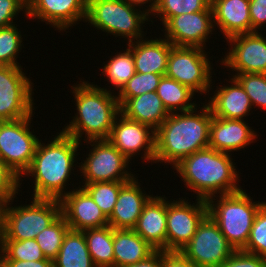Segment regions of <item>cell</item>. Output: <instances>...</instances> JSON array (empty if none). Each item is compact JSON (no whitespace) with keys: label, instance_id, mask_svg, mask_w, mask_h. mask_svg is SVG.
Instances as JSON below:
<instances>
[{"label":"cell","instance_id":"1","mask_svg":"<svg viewBox=\"0 0 266 267\" xmlns=\"http://www.w3.org/2000/svg\"><path fill=\"white\" fill-rule=\"evenodd\" d=\"M195 109L199 108L170 113L155 130L154 163H170L174 167L185 157L209 147L212 112L208 104L201 111Z\"/></svg>","mask_w":266,"mask_h":267},{"label":"cell","instance_id":"2","mask_svg":"<svg viewBox=\"0 0 266 267\" xmlns=\"http://www.w3.org/2000/svg\"><path fill=\"white\" fill-rule=\"evenodd\" d=\"M79 144L62 131L46 145L40 139L29 168L21 176L34 178L32 198L61 200L65 196L64 189L74 171Z\"/></svg>","mask_w":266,"mask_h":267},{"label":"cell","instance_id":"3","mask_svg":"<svg viewBox=\"0 0 266 267\" xmlns=\"http://www.w3.org/2000/svg\"><path fill=\"white\" fill-rule=\"evenodd\" d=\"M231 154L205 148L182 159L173 167L184 185L196 193V198L208 200L215 194L223 195L242 190L237 184L239 174Z\"/></svg>","mask_w":266,"mask_h":267},{"label":"cell","instance_id":"4","mask_svg":"<svg viewBox=\"0 0 266 267\" xmlns=\"http://www.w3.org/2000/svg\"><path fill=\"white\" fill-rule=\"evenodd\" d=\"M71 88L77 113L69 122L70 124H66L67 126L61 131L79 143H81L82 134L87 137L83 139L84 141L107 140L114 121L120 113V104L116 95L107 88H101L84 80Z\"/></svg>","mask_w":266,"mask_h":267},{"label":"cell","instance_id":"5","mask_svg":"<svg viewBox=\"0 0 266 267\" xmlns=\"http://www.w3.org/2000/svg\"><path fill=\"white\" fill-rule=\"evenodd\" d=\"M265 203L266 201L253 202L252 197L243 189L235 193L215 195L207 200L208 214L218 224L234 250L245 248L256 214Z\"/></svg>","mask_w":266,"mask_h":267},{"label":"cell","instance_id":"6","mask_svg":"<svg viewBox=\"0 0 266 267\" xmlns=\"http://www.w3.org/2000/svg\"><path fill=\"white\" fill-rule=\"evenodd\" d=\"M143 7H134L125 0H87L84 22L107 34L120 36L129 42L143 39L142 25L151 18ZM142 28V29H141ZM143 36V37H142Z\"/></svg>","mask_w":266,"mask_h":267},{"label":"cell","instance_id":"7","mask_svg":"<svg viewBox=\"0 0 266 267\" xmlns=\"http://www.w3.org/2000/svg\"><path fill=\"white\" fill-rule=\"evenodd\" d=\"M31 204L11 206L5 212V228L1 240L35 239L61 215V202L57 199L32 198ZM11 202V203H10Z\"/></svg>","mask_w":266,"mask_h":267},{"label":"cell","instance_id":"8","mask_svg":"<svg viewBox=\"0 0 266 267\" xmlns=\"http://www.w3.org/2000/svg\"><path fill=\"white\" fill-rule=\"evenodd\" d=\"M33 114L14 121H0V159L19 178L29 168L39 142L30 131Z\"/></svg>","mask_w":266,"mask_h":267},{"label":"cell","instance_id":"9","mask_svg":"<svg viewBox=\"0 0 266 267\" xmlns=\"http://www.w3.org/2000/svg\"><path fill=\"white\" fill-rule=\"evenodd\" d=\"M203 49L205 48L173 46L165 76L189 87L195 93H209L213 67Z\"/></svg>","mask_w":266,"mask_h":267},{"label":"cell","instance_id":"10","mask_svg":"<svg viewBox=\"0 0 266 267\" xmlns=\"http://www.w3.org/2000/svg\"><path fill=\"white\" fill-rule=\"evenodd\" d=\"M89 142V143H88ZM91 149L79 171L84 183L130 181L135 175L127 171L129 160L108 140H89Z\"/></svg>","mask_w":266,"mask_h":267},{"label":"cell","instance_id":"11","mask_svg":"<svg viewBox=\"0 0 266 267\" xmlns=\"http://www.w3.org/2000/svg\"><path fill=\"white\" fill-rule=\"evenodd\" d=\"M33 83L22 67L0 65V121H14L33 114Z\"/></svg>","mask_w":266,"mask_h":267},{"label":"cell","instance_id":"12","mask_svg":"<svg viewBox=\"0 0 266 267\" xmlns=\"http://www.w3.org/2000/svg\"><path fill=\"white\" fill-rule=\"evenodd\" d=\"M180 251L198 267H220L235 250L208 214Z\"/></svg>","mask_w":266,"mask_h":267},{"label":"cell","instance_id":"13","mask_svg":"<svg viewBox=\"0 0 266 267\" xmlns=\"http://www.w3.org/2000/svg\"><path fill=\"white\" fill-rule=\"evenodd\" d=\"M167 200L166 251H180L194 236L199 224L208 215L207 200Z\"/></svg>","mask_w":266,"mask_h":267},{"label":"cell","instance_id":"14","mask_svg":"<svg viewBox=\"0 0 266 267\" xmlns=\"http://www.w3.org/2000/svg\"><path fill=\"white\" fill-rule=\"evenodd\" d=\"M129 161L143 150L142 159L154 162L155 130L149 125L127 118L121 112L117 115L107 139ZM145 150V151H144Z\"/></svg>","mask_w":266,"mask_h":267},{"label":"cell","instance_id":"15","mask_svg":"<svg viewBox=\"0 0 266 267\" xmlns=\"http://www.w3.org/2000/svg\"><path fill=\"white\" fill-rule=\"evenodd\" d=\"M226 41L232 47H229V52L220 62L225 68L227 66L236 71V74H266V38L259 31L238 34Z\"/></svg>","mask_w":266,"mask_h":267},{"label":"cell","instance_id":"16","mask_svg":"<svg viewBox=\"0 0 266 267\" xmlns=\"http://www.w3.org/2000/svg\"><path fill=\"white\" fill-rule=\"evenodd\" d=\"M163 26L164 36L173 46L204 48L215 27L213 11L173 16Z\"/></svg>","mask_w":266,"mask_h":267},{"label":"cell","instance_id":"17","mask_svg":"<svg viewBox=\"0 0 266 267\" xmlns=\"http://www.w3.org/2000/svg\"><path fill=\"white\" fill-rule=\"evenodd\" d=\"M25 14L28 18L49 23L55 30L65 31L77 21L86 19L87 0H32Z\"/></svg>","mask_w":266,"mask_h":267},{"label":"cell","instance_id":"18","mask_svg":"<svg viewBox=\"0 0 266 267\" xmlns=\"http://www.w3.org/2000/svg\"><path fill=\"white\" fill-rule=\"evenodd\" d=\"M79 188V189H78ZM66 192L60 200L61 214L71 230L83 231L108 225V218L82 187Z\"/></svg>","mask_w":266,"mask_h":267},{"label":"cell","instance_id":"19","mask_svg":"<svg viewBox=\"0 0 266 267\" xmlns=\"http://www.w3.org/2000/svg\"><path fill=\"white\" fill-rule=\"evenodd\" d=\"M245 120H234L212 116L209 133V148L228 153L244 149L255 142L256 132Z\"/></svg>","mask_w":266,"mask_h":267},{"label":"cell","instance_id":"20","mask_svg":"<svg viewBox=\"0 0 266 267\" xmlns=\"http://www.w3.org/2000/svg\"><path fill=\"white\" fill-rule=\"evenodd\" d=\"M151 197V195H146L145 191L142 192L138 179L135 177L126 182L120 188L112 214L108 218V225L113 229H133L144 205Z\"/></svg>","mask_w":266,"mask_h":267},{"label":"cell","instance_id":"21","mask_svg":"<svg viewBox=\"0 0 266 267\" xmlns=\"http://www.w3.org/2000/svg\"><path fill=\"white\" fill-rule=\"evenodd\" d=\"M144 205L133 230L156 250L166 251L167 201L154 196Z\"/></svg>","mask_w":266,"mask_h":267},{"label":"cell","instance_id":"22","mask_svg":"<svg viewBox=\"0 0 266 267\" xmlns=\"http://www.w3.org/2000/svg\"><path fill=\"white\" fill-rule=\"evenodd\" d=\"M214 24L226 40L238 34L252 33L249 0H211Z\"/></svg>","mask_w":266,"mask_h":267},{"label":"cell","instance_id":"23","mask_svg":"<svg viewBox=\"0 0 266 267\" xmlns=\"http://www.w3.org/2000/svg\"><path fill=\"white\" fill-rule=\"evenodd\" d=\"M127 45L133 51L135 72L165 76L169 53L173 47L166 38L140 39Z\"/></svg>","mask_w":266,"mask_h":267},{"label":"cell","instance_id":"24","mask_svg":"<svg viewBox=\"0 0 266 267\" xmlns=\"http://www.w3.org/2000/svg\"><path fill=\"white\" fill-rule=\"evenodd\" d=\"M230 81L231 85L219 86L207 104L215 117L244 120L252 109L250 98L234 77Z\"/></svg>","mask_w":266,"mask_h":267},{"label":"cell","instance_id":"25","mask_svg":"<svg viewBox=\"0 0 266 267\" xmlns=\"http://www.w3.org/2000/svg\"><path fill=\"white\" fill-rule=\"evenodd\" d=\"M120 112L127 118L149 125L156 130L169 116L156 91L133 98H117Z\"/></svg>","mask_w":266,"mask_h":267},{"label":"cell","instance_id":"26","mask_svg":"<svg viewBox=\"0 0 266 267\" xmlns=\"http://www.w3.org/2000/svg\"><path fill=\"white\" fill-rule=\"evenodd\" d=\"M155 250L133 229H113L114 267L137 263Z\"/></svg>","mask_w":266,"mask_h":267},{"label":"cell","instance_id":"27","mask_svg":"<svg viewBox=\"0 0 266 267\" xmlns=\"http://www.w3.org/2000/svg\"><path fill=\"white\" fill-rule=\"evenodd\" d=\"M54 267H96L87 248L82 231L69 229L64 236L62 246L56 258Z\"/></svg>","mask_w":266,"mask_h":267},{"label":"cell","instance_id":"28","mask_svg":"<svg viewBox=\"0 0 266 267\" xmlns=\"http://www.w3.org/2000/svg\"><path fill=\"white\" fill-rule=\"evenodd\" d=\"M96 267H114L113 228L109 225L82 231Z\"/></svg>","mask_w":266,"mask_h":267},{"label":"cell","instance_id":"29","mask_svg":"<svg viewBox=\"0 0 266 267\" xmlns=\"http://www.w3.org/2000/svg\"><path fill=\"white\" fill-rule=\"evenodd\" d=\"M156 93L169 113L189 111L197 106L191 102L195 92L167 76L160 79Z\"/></svg>","mask_w":266,"mask_h":267},{"label":"cell","instance_id":"30","mask_svg":"<svg viewBox=\"0 0 266 267\" xmlns=\"http://www.w3.org/2000/svg\"><path fill=\"white\" fill-rule=\"evenodd\" d=\"M123 53L110 57L104 65L102 73L108 78V82L120 91L135 74L133 51L128 47Z\"/></svg>","mask_w":266,"mask_h":267},{"label":"cell","instance_id":"31","mask_svg":"<svg viewBox=\"0 0 266 267\" xmlns=\"http://www.w3.org/2000/svg\"><path fill=\"white\" fill-rule=\"evenodd\" d=\"M65 217L61 214L53 223L35 237L46 259L54 260L58 255L65 234L69 230Z\"/></svg>","mask_w":266,"mask_h":267},{"label":"cell","instance_id":"32","mask_svg":"<svg viewBox=\"0 0 266 267\" xmlns=\"http://www.w3.org/2000/svg\"><path fill=\"white\" fill-rule=\"evenodd\" d=\"M128 181L83 183V187L99 206L104 215L109 218L117 201L120 188Z\"/></svg>","mask_w":266,"mask_h":267},{"label":"cell","instance_id":"33","mask_svg":"<svg viewBox=\"0 0 266 267\" xmlns=\"http://www.w3.org/2000/svg\"><path fill=\"white\" fill-rule=\"evenodd\" d=\"M200 11H213L211 0H158L152 15H159L164 25L173 16Z\"/></svg>","mask_w":266,"mask_h":267},{"label":"cell","instance_id":"34","mask_svg":"<svg viewBox=\"0 0 266 267\" xmlns=\"http://www.w3.org/2000/svg\"><path fill=\"white\" fill-rule=\"evenodd\" d=\"M4 251V260L39 261L45 260L35 239L0 240Z\"/></svg>","mask_w":266,"mask_h":267},{"label":"cell","instance_id":"35","mask_svg":"<svg viewBox=\"0 0 266 267\" xmlns=\"http://www.w3.org/2000/svg\"><path fill=\"white\" fill-rule=\"evenodd\" d=\"M15 25L0 28V65L21 67L17 62V54L23 46L22 36Z\"/></svg>","mask_w":266,"mask_h":267},{"label":"cell","instance_id":"36","mask_svg":"<svg viewBox=\"0 0 266 267\" xmlns=\"http://www.w3.org/2000/svg\"><path fill=\"white\" fill-rule=\"evenodd\" d=\"M249 96L252 106L266 108V74L242 73L232 75Z\"/></svg>","mask_w":266,"mask_h":267},{"label":"cell","instance_id":"37","mask_svg":"<svg viewBox=\"0 0 266 267\" xmlns=\"http://www.w3.org/2000/svg\"><path fill=\"white\" fill-rule=\"evenodd\" d=\"M163 75L155 73L135 72L133 77L118 91L117 98H133L157 90Z\"/></svg>","mask_w":266,"mask_h":267},{"label":"cell","instance_id":"38","mask_svg":"<svg viewBox=\"0 0 266 267\" xmlns=\"http://www.w3.org/2000/svg\"><path fill=\"white\" fill-rule=\"evenodd\" d=\"M243 251L266 258V203L256 214Z\"/></svg>","mask_w":266,"mask_h":267},{"label":"cell","instance_id":"39","mask_svg":"<svg viewBox=\"0 0 266 267\" xmlns=\"http://www.w3.org/2000/svg\"><path fill=\"white\" fill-rule=\"evenodd\" d=\"M19 178L0 160V197L11 200L21 188Z\"/></svg>","mask_w":266,"mask_h":267},{"label":"cell","instance_id":"40","mask_svg":"<svg viewBox=\"0 0 266 267\" xmlns=\"http://www.w3.org/2000/svg\"><path fill=\"white\" fill-rule=\"evenodd\" d=\"M220 267H266V258L243 250H235Z\"/></svg>","mask_w":266,"mask_h":267},{"label":"cell","instance_id":"41","mask_svg":"<svg viewBox=\"0 0 266 267\" xmlns=\"http://www.w3.org/2000/svg\"><path fill=\"white\" fill-rule=\"evenodd\" d=\"M20 11L27 12V5L23 1L0 0V28L13 25V19Z\"/></svg>","mask_w":266,"mask_h":267},{"label":"cell","instance_id":"42","mask_svg":"<svg viewBox=\"0 0 266 267\" xmlns=\"http://www.w3.org/2000/svg\"><path fill=\"white\" fill-rule=\"evenodd\" d=\"M249 13L252 32H258L266 23V0H249Z\"/></svg>","mask_w":266,"mask_h":267},{"label":"cell","instance_id":"43","mask_svg":"<svg viewBox=\"0 0 266 267\" xmlns=\"http://www.w3.org/2000/svg\"><path fill=\"white\" fill-rule=\"evenodd\" d=\"M162 267H198L181 251L162 250Z\"/></svg>","mask_w":266,"mask_h":267},{"label":"cell","instance_id":"44","mask_svg":"<svg viewBox=\"0 0 266 267\" xmlns=\"http://www.w3.org/2000/svg\"><path fill=\"white\" fill-rule=\"evenodd\" d=\"M4 267H54L50 259L39 261L4 260Z\"/></svg>","mask_w":266,"mask_h":267},{"label":"cell","instance_id":"45","mask_svg":"<svg viewBox=\"0 0 266 267\" xmlns=\"http://www.w3.org/2000/svg\"><path fill=\"white\" fill-rule=\"evenodd\" d=\"M124 267H162V250H155L146 259Z\"/></svg>","mask_w":266,"mask_h":267},{"label":"cell","instance_id":"46","mask_svg":"<svg viewBox=\"0 0 266 267\" xmlns=\"http://www.w3.org/2000/svg\"><path fill=\"white\" fill-rule=\"evenodd\" d=\"M127 3H129L130 5L134 6V7H138V6H143L144 4H151L145 7H148L145 12L150 16H152V14L154 13L157 4H158V0H125ZM150 7V8H149ZM152 13V14H151Z\"/></svg>","mask_w":266,"mask_h":267},{"label":"cell","instance_id":"47","mask_svg":"<svg viewBox=\"0 0 266 267\" xmlns=\"http://www.w3.org/2000/svg\"><path fill=\"white\" fill-rule=\"evenodd\" d=\"M8 203H9L8 198L0 197V240L4 234L5 212H6Z\"/></svg>","mask_w":266,"mask_h":267},{"label":"cell","instance_id":"48","mask_svg":"<svg viewBox=\"0 0 266 267\" xmlns=\"http://www.w3.org/2000/svg\"><path fill=\"white\" fill-rule=\"evenodd\" d=\"M0 267H4V251L1 241H0Z\"/></svg>","mask_w":266,"mask_h":267},{"label":"cell","instance_id":"49","mask_svg":"<svg viewBox=\"0 0 266 267\" xmlns=\"http://www.w3.org/2000/svg\"><path fill=\"white\" fill-rule=\"evenodd\" d=\"M23 1L26 5H28L32 0H21Z\"/></svg>","mask_w":266,"mask_h":267}]
</instances>
